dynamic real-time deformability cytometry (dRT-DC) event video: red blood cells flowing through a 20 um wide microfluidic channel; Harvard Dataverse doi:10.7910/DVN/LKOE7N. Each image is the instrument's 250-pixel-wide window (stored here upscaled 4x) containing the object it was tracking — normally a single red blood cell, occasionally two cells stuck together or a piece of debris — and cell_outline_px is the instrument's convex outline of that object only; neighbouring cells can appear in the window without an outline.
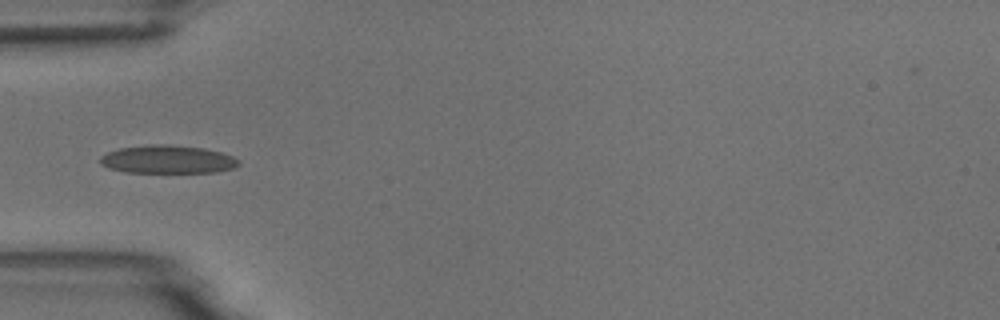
{"species": "common noctule bat (a hibernating species)", "species_latin": "Nyctalus noctula", "temperature_condition": "room temperature", "stored_images_in_passage": 4, "camera_frame_rate_fps": 3000, "um_per_image_px": 0.085, "animal": {"sex": "male", "body_mass_g": 18.8}, "frame": {"image": 1, "passage_image": 4, "time_ms": 3.333, "image_size_px": [1000, 320], "cell_outline_px": [[240, 164], [236, 168], [216, 172], [124, 172], [108, 168], [100, 164], [100, 156], [108, 152], [120, 148], [152, 144], [168, 144], [204, 148], [220, 152], [232, 156], [240, 160]], "centroid_in_image_um": [14.26, 13.55], "position_along_channel_um": 70.7, "area_um2": 22.83}}